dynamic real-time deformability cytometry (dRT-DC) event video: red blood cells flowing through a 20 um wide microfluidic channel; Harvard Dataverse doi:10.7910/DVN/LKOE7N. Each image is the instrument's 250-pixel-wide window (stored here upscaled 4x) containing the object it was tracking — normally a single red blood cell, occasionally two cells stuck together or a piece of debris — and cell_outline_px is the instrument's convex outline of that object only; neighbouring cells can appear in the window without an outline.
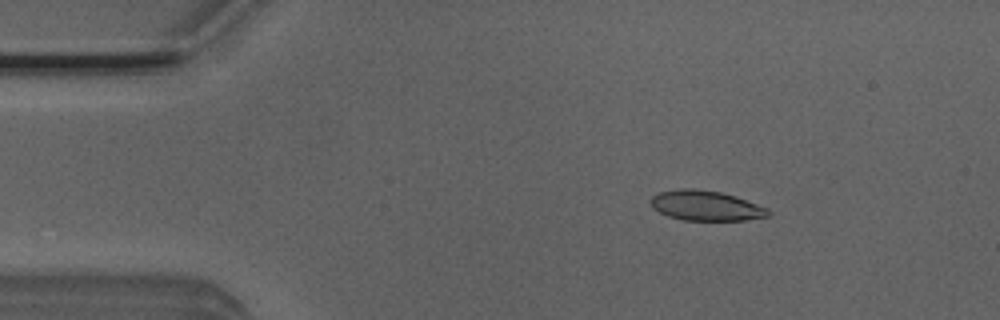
{"species": "Egyptian fruit bat (a non-hibernating species)", "species_latin": "Rousettus aegyptiacus", "temperature_condition": "room temperature", "stored_images_in_passage": 4, "camera_frame_rate_fps": 3000, "um_per_image_px": 0.085, "animal": {"sex": "male"}, "frame": {"image": 1, "passage_image": 2, "time_ms": 0.333, "image_size_px": [1000, 320], "cell_outline_px": [[772, 212], [768, 216], [744, 220], [684, 220], [668, 216], [652, 208], [648, 200], [652, 196], [660, 192], [680, 188], [692, 188], [720, 192], [736, 196], [768, 208]], "centroid_in_image_um": [59.98, 17.47], "position_along_channel_um": 25.0, "area_um2": 20.63}}
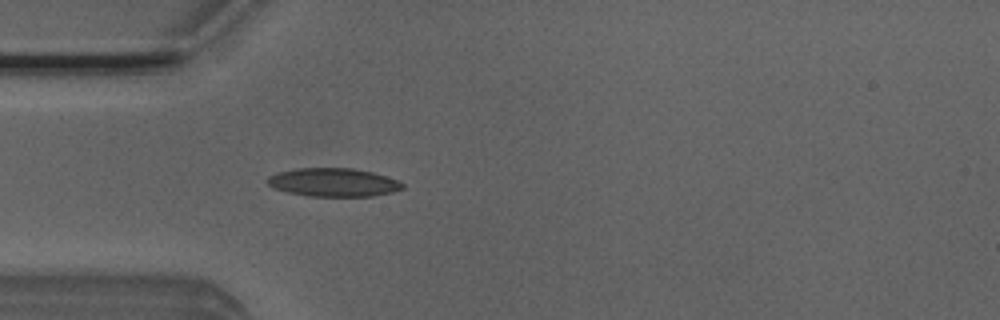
{"frame": {"image": 2, "passage_image": 4, "time_ms": 1.0, "image_size_px": [1000, 320], "cell_outline_px": [[404, 188], [392, 192], [372, 196], [308, 196], [288, 192], [272, 188], [268, 184], [268, 176], [280, 172], [296, 168], [352, 168], [372, 172], [396, 180], [404, 184]], "centroid_in_image_um": [28.32, 15.5], "position_along_channel_um": 56.7, "area_um2": 22.2}}